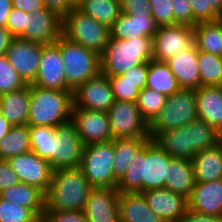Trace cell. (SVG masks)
<instances>
[{
	"label": "cell",
	"instance_id": "obj_19",
	"mask_svg": "<svg viewBox=\"0 0 222 222\" xmlns=\"http://www.w3.org/2000/svg\"><path fill=\"white\" fill-rule=\"evenodd\" d=\"M149 208L164 222H181L187 213V198L168 189L142 192Z\"/></svg>",
	"mask_w": 222,
	"mask_h": 222
},
{
	"label": "cell",
	"instance_id": "obj_41",
	"mask_svg": "<svg viewBox=\"0 0 222 222\" xmlns=\"http://www.w3.org/2000/svg\"><path fill=\"white\" fill-rule=\"evenodd\" d=\"M108 79L115 101L136 103L140 90L135 87V84L124 80L121 75L108 76Z\"/></svg>",
	"mask_w": 222,
	"mask_h": 222
},
{
	"label": "cell",
	"instance_id": "obj_10",
	"mask_svg": "<svg viewBox=\"0 0 222 222\" xmlns=\"http://www.w3.org/2000/svg\"><path fill=\"white\" fill-rule=\"evenodd\" d=\"M194 44L193 27L184 24L158 26L152 38L153 60L167 62Z\"/></svg>",
	"mask_w": 222,
	"mask_h": 222
},
{
	"label": "cell",
	"instance_id": "obj_20",
	"mask_svg": "<svg viewBox=\"0 0 222 222\" xmlns=\"http://www.w3.org/2000/svg\"><path fill=\"white\" fill-rule=\"evenodd\" d=\"M187 210L211 217H222V179L195 183L187 198Z\"/></svg>",
	"mask_w": 222,
	"mask_h": 222
},
{
	"label": "cell",
	"instance_id": "obj_46",
	"mask_svg": "<svg viewBox=\"0 0 222 222\" xmlns=\"http://www.w3.org/2000/svg\"><path fill=\"white\" fill-rule=\"evenodd\" d=\"M46 222H88L83 210L80 211H44Z\"/></svg>",
	"mask_w": 222,
	"mask_h": 222
},
{
	"label": "cell",
	"instance_id": "obj_26",
	"mask_svg": "<svg viewBox=\"0 0 222 222\" xmlns=\"http://www.w3.org/2000/svg\"><path fill=\"white\" fill-rule=\"evenodd\" d=\"M2 116L11 126L28 125L30 85L0 95Z\"/></svg>",
	"mask_w": 222,
	"mask_h": 222
},
{
	"label": "cell",
	"instance_id": "obj_50",
	"mask_svg": "<svg viewBox=\"0 0 222 222\" xmlns=\"http://www.w3.org/2000/svg\"><path fill=\"white\" fill-rule=\"evenodd\" d=\"M44 6L62 19L73 9L68 0H43Z\"/></svg>",
	"mask_w": 222,
	"mask_h": 222
},
{
	"label": "cell",
	"instance_id": "obj_35",
	"mask_svg": "<svg viewBox=\"0 0 222 222\" xmlns=\"http://www.w3.org/2000/svg\"><path fill=\"white\" fill-rule=\"evenodd\" d=\"M78 9L109 28L121 15L120 0H85Z\"/></svg>",
	"mask_w": 222,
	"mask_h": 222
},
{
	"label": "cell",
	"instance_id": "obj_21",
	"mask_svg": "<svg viewBox=\"0 0 222 222\" xmlns=\"http://www.w3.org/2000/svg\"><path fill=\"white\" fill-rule=\"evenodd\" d=\"M195 95L198 119L222 134V86H200Z\"/></svg>",
	"mask_w": 222,
	"mask_h": 222
},
{
	"label": "cell",
	"instance_id": "obj_22",
	"mask_svg": "<svg viewBox=\"0 0 222 222\" xmlns=\"http://www.w3.org/2000/svg\"><path fill=\"white\" fill-rule=\"evenodd\" d=\"M158 25L151 13H137L127 15L121 13L110 28V37L116 39H132L141 36L152 37L156 33Z\"/></svg>",
	"mask_w": 222,
	"mask_h": 222
},
{
	"label": "cell",
	"instance_id": "obj_27",
	"mask_svg": "<svg viewBox=\"0 0 222 222\" xmlns=\"http://www.w3.org/2000/svg\"><path fill=\"white\" fill-rule=\"evenodd\" d=\"M149 135L150 140L169 156L190 160V138L186 126Z\"/></svg>",
	"mask_w": 222,
	"mask_h": 222
},
{
	"label": "cell",
	"instance_id": "obj_59",
	"mask_svg": "<svg viewBox=\"0 0 222 222\" xmlns=\"http://www.w3.org/2000/svg\"><path fill=\"white\" fill-rule=\"evenodd\" d=\"M0 116H2V105H1V102H0Z\"/></svg>",
	"mask_w": 222,
	"mask_h": 222
},
{
	"label": "cell",
	"instance_id": "obj_52",
	"mask_svg": "<svg viewBox=\"0 0 222 222\" xmlns=\"http://www.w3.org/2000/svg\"><path fill=\"white\" fill-rule=\"evenodd\" d=\"M181 222H222V217H211L187 211Z\"/></svg>",
	"mask_w": 222,
	"mask_h": 222
},
{
	"label": "cell",
	"instance_id": "obj_49",
	"mask_svg": "<svg viewBox=\"0 0 222 222\" xmlns=\"http://www.w3.org/2000/svg\"><path fill=\"white\" fill-rule=\"evenodd\" d=\"M20 181L18 176L11 169L7 160H0V193L7 189L18 184Z\"/></svg>",
	"mask_w": 222,
	"mask_h": 222
},
{
	"label": "cell",
	"instance_id": "obj_40",
	"mask_svg": "<svg viewBox=\"0 0 222 222\" xmlns=\"http://www.w3.org/2000/svg\"><path fill=\"white\" fill-rule=\"evenodd\" d=\"M25 82L10 65L6 55L0 56V95L25 87Z\"/></svg>",
	"mask_w": 222,
	"mask_h": 222
},
{
	"label": "cell",
	"instance_id": "obj_17",
	"mask_svg": "<svg viewBox=\"0 0 222 222\" xmlns=\"http://www.w3.org/2000/svg\"><path fill=\"white\" fill-rule=\"evenodd\" d=\"M61 35L62 18L45 7L28 13L26 29L18 38L45 45L56 42Z\"/></svg>",
	"mask_w": 222,
	"mask_h": 222
},
{
	"label": "cell",
	"instance_id": "obj_5",
	"mask_svg": "<svg viewBox=\"0 0 222 222\" xmlns=\"http://www.w3.org/2000/svg\"><path fill=\"white\" fill-rule=\"evenodd\" d=\"M61 52L67 86L74 91L101 73L100 55L61 35L55 42Z\"/></svg>",
	"mask_w": 222,
	"mask_h": 222
},
{
	"label": "cell",
	"instance_id": "obj_18",
	"mask_svg": "<svg viewBox=\"0 0 222 222\" xmlns=\"http://www.w3.org/2000/svg\"><path fill=\"white\" fill-rule=\"evenodd\" d=\"M119 196L115 188H93L83 209L88 222H120Z\"/></svg>",
	"mask_w": 222,
	"mask_h": 222
},
{
	"label": "cell",
	"instance_id": "obj_6",
	"mask_svg": "<svg viewBox=\"0 0 222 222\" xmlns=\"http://www.w3.org/2000/svg\"><path fill=\"white\" fill-rule=\"evenodd\" d=\"M62 35L101 55L108 44L110 28L78 8H73L62 19Z\"/></svg>",
	"mask_w": 222,
	"mask_h": 222
},
{
	"label": "cell",
	"instance_id": "obj_47",
	"mask_svg": "<svg viewBox=\"0 0 222 222\" xmlns=\"http://www.w3.org/2000/svg\"><path fill=\"white\" fill-rule=\"evenodd\" d=\"M149 70V62L134 66L133 68L123 72L121 76L124 80L135 84L140 91L146 87L147 74Z\"/></svg>",
	"mask_w": 222,
	"mask_h": 222
},
{
	"label": "cell",
	"instance_id": "obj_7",
	"mask_svg": "<svg viewBox=\"0 0 222 222\" xmlns=\"http://www.w3.org/2000/svg\"><path fill=\"white\" fill-rule=\"evenodd\" d=\"M93 188H115L113 140L84 146L79 167Z\"/></svg>",
	"mask_w": 222,
	"mask_h": 222
},
{
	"label": "cell",
	"instance_id": "obj_12",
	"mask_svg": "<svg viewBox=\"0 0 222 222\" xmlns=\"http://www.w3.org/2000/svg\"><path fill=\"white\" fill-rule=\"evenodd\" d=\"M72 109H89L108 112L114 96L108 76L102 73L87 80L72 92Z\"/></svg>",
	"mask_w": 222,
	"mask_h": 222
},
{
	"label": "cell",
	"instance_id": "obj_23",
	"mask_svg": "<svg viewBox=\"0 0 222 222\" xmlns=\"http://www.w3.org/2000/svg\"><path fill=\"white\" fill-rule=\"evenodd\" d=\"M166 63L181 88L197 89L200 87L198 49L195 44L186 51L178 52Z\"/></svg>",
	"mask_w": 222,
	"mask_h": 222
},
{
	"label": "cell",
	"instance_id": "obj_30",
	"mask_svg": "<svg viewBox=\"0 0 222 222\" xmlns=\"http://www.w3.org/2000/svg\"><path fill=\"white\" fill-rule=\"evenodd\" d=\"M146 87L167 97L181 89L168 64L153 59L149 62Z\"/></svg>",
	"mask_w": 222,
	"mask_h": 222
},
{
	"label": "cell",
	"instance_id": "obj_36",
	"mask_svg": "<svg viewBox=\"0 0 222 222\" xmlns=\"http://www.w3.org/2000/svg\"><path fill=\"white\" fill-rule=\"evenodd\" d=\"M57 127L29 126L31 151L50 164L54 161V140Z\"/></svg>",
	"mask_w": 222,
	"mask_h": 222
},
{
	"label": "cell",
	"instance_id": "obj_56",
	"mask_svg": "<svg viewBox=\"0 0 222 222\" xmlns=\"http://www.w3.org/2000/svg\"><path fill=\"white\" fill-rule=\"evenodd\" d=\"M209 3L222 16V0H209Z\"/></svg>",
	"mask_w": 222,
	"mask_h": 222
},
{
	"label": "cell",
	"instance_id": "obj_8",
	"mask_svg": "<svg viewBox=\"0 0 222 222\" xmlns=\"http://www.w3.org/2000/svg\"><path fill=\"white\" fill-rule=\"evenodd\" d=\"M195 89L181 88L169 96L159 115L149 125V133H160L197 120Z\"/></svg>",
	"mask_w": 222,
	"mask_h": 222
},
{
	"label": "cell",
	"instance_id": "obj_25",
	"mask_svg": "<svg viewBox=\"0 0 222 222\" xmlns=\"http://www.w3.org/2000/svg\"><path fill=\"white\" fill-rule=\"evenodd\" d=\"M118 204L120 222H164L149 208L141 192L120 193Z\"/></svg>",
	"mask_w": 222,
	"mask_h": 222
},
{
	"label": "cell",
	"instance_id": "obj_29",
	"mask_svg": "<svg viewBox=\"0 0 222 222\" xmlns=\"http://www.w3.org/2000/svg\"><path fill=\"white\" fill-rule=\"evenodd\" d=\"M193 34L198 51L222 57V19L197 23L193 27Z\"/></svg>",
	"mask_w": 222,
	"mask_h": 222
},
{
	"label": "cell",
	"instance_id": "obj_32",
	"mask_svg": "<svg viewBox=\"0 0 222 222\" xmlns=\"http://www.w3.org/2000/svg\"><path fill=\"white\" fill-rule=\"evenodd\" d=\"M0 197L9 203L28 209H45V194L40 189L23 182L4 189Z\"/></svg>",
	"mask_w": 222,
	"mask_h": 222
},
{
	"label": "cell",
	"instance_id": "obj_31",
	"mask_svg": "<svg viewBox=\"0 0 222 222\" xmlns=\"http://www.w3.org/2000/svg\"><path fill=\"white\" fill-rule=\"evenodd\" d=\"M150 138L113 139L114 148V176L119 181L138 151Z\"/></svg>",
	"mask_w": 222,
	"mask_h": 222
},
{
	"label": "cell",
	"instance_id": "obj_57",
	"mask_svg": "<svg viewBox=\"0 0 222 222\" xmlns=\"http://www.w3.org/2000/svg\"><path fill=\"white\" fill-rule=\"evenodd\" d=\"M85 0H68L69 5L72 8H79V6L84 2Z\"/></svg>",
	"mask_w": 222,
	"mask_h": 222
},
{
	"label": "cell",
	"instance_id": "obj_38",
	"mask_svg": "<svg viewBox=\"0 0 222 222\" xmlns=\"http://www.w3.org/2000/svg\"><path fill=\"white\" fill-rule=\"evenodd\" d=\"M167 96L145 87L139 92L136 104L142 118L150 125L166 104Z\"/></svg>",
	"mask_w": 222,
	"mask_h": 222
},
{
	"label": "cell",
	"instance_id": "obj_16",
	"mask_svg": "<svg viewBox=\"0 0 222 222\" xmlns=\"http://www.w3.org/2000/svg\"><path fill=\"white\" fill-rule=\"evenodd\" d=\"M32 85L45 89L72 91L67 86L60 48L55 42L43 45L39 69Z\"/></svg>",
	"mask_w": 222,
	"mask_h": 222
},
{
	"label": "cell",
	"instance_id": "obj_28",
	"mask_svg": "<svg viewBox=\"0 0 222 222\" xmlns=\"http://www.w3.org/2000/svg\"><path fill=\"white\" fill-rule=\"evenodd\" d=\"M194 185L192 160L171 157L168 164V180L165 182V189L188 198Z\"/></svg>",
	"mask_w": 222,
	"mask_h": 222
},
{
	"label": "cell",
	"instance_id": "obj_39",
	"mask_svg": "<svg viewBox=\"0 0 222 222\" xmlns=\"http://www.w3.org/2000/svg\"><path fill=\"white\" fill-rule=\"evenodd\" d=\"M45 209H28L0 197V222H34Z\"/></svg>",
	"mask_w": 222,
	"mask_h": 222
},
{
	"label": "cell",
	"instance_id": "obj_53",
	"mask_svg": "<svg viewBox=\"0 0 222 222\" xmlns=\"http://www.w3.org/2000/svg\"><path fill=\"white\" fill-rule=\"evenodd\" d=\"M14 38L6 27H0V56L6 55L7 49Z\"/></svg>",
	"mask_w": 222,
	"mask_h": 222
},
{
	"label": "cell",
	"instance_id": "obj_33",
	"mask_svg": "<svg viewBox=\"0 0 222 222\" xmlns=\"http://www.w3.org/2000/svg\"><path fill=\"white\" fill-rule=\"evenodd\" d=\"M185 126L189 130L190 160L197 152L214 147L222 141V134L203 120L197 119Z\"/></svg>",
	"mask_w": 222,
	"mask_h": 222
},
{
	"label": "cell",
	"instance_id": "obj_55",
	"mask_svg": "<svg viewBox=\"0 0 222 222\" xmlns=\"http://www.w3.org/2000/svg\"><path fill=\"white\" fill-rule=\"evenodd\" d=\"M11 127V124L3 116H0V141L8 134Z\"/></svg>",
	"mask_w": 222,
	"mask_h": 222
},
{
	"label": "cell",
	"instance_id": "obj_9",
	"mask_svg": "<svg viewBox=\"0 0 222 222\" xmlns=\"http://www.w3.org/2000/svg\"><path fill=\"white\" fill-rule=\"evenodd\" d=\"M107 113L113 139L150 138L149 125L135 102L114 101Z\"/></svg>",
	"mask_w": 222,
	"mask_h": 222
},
{
	"label": "cell",
	"instance_id": "obj_48",
	"mask_svg": "<svg viewBox=\"0 0 222 222\" xmlns=\"http://www.w3.org/2000/svg\"><path fill=\"white\" fill-rule=\"evenodd\" d=\"M121 13L136 15L137 13H151L150 0H120Z\"/></svg>",
	"mask_w": 222,
	"mask_h": 222
},
{
	"label": "cell",
	"instance_id": "obj_3",
	"mask_svg": "<svg viewBox=\"0 0 222 222\" xmlns=\"http://www.w3.org/2000/svg\"><path fill=\"white\" fill-rule=\"evenodd\" d=\"M73 91L30 85L29 126L58 127L71 120Z\"/></svg>",
	"mask_w": 222,
	"mask_h": 222
},
{
	"label": "cell",
	"instance_id": "obj_4",
	"mask_svg": "<svg viewBox=\"0 0 222 222\" xmlns=\"http://www.w3.org/2000/svg\"><path fill=\"white\" fill-rule=\"evenodd\" d=\"M152 59V37L141 36L128 40L109 37L108 44L100 55L101 73L106 76L121 75Z\"/></svg>",
	"mask_w": 222,
	"mask_h": 222
},
{
	"label": "cell",
	"instance_id": "obj_45",
	"mask_svg": "<svg viewBox=\"0 0 222 222\" xmlns=\"http://www.w3.org/2000/svg\"><path fill=\"white\" fill-rule=\"evenodd\" d=\"M28 13H25L17 8H11L6 29L15 37L18 38L26 29Z\"/></svg>",
	"mask_w": 222,
	"mask_h": 222
},
{
	"label": "cell",
	"instance_id": "obj_13",
	"mask_svg": "<svg viewBox=\"0 0 222 222\" xmlns=\"http://www.w3.org/2000/svg\"><path fill=\"white\" fill-rule=\"evenodd\" d=\"M8 163L20 182L40 189L44 194L51 183V164L32 151L9 158Z\"/></svg>",
	"mask_w": 222,
	"mask_h": 222
},
{
	"label": "cell",
	"instance_id": "obj_14",
	"mask_svg": "<svg viewBox=\"0 0 222 222\" xmlns=\"http://www.w3.org/2000/svg\"><path fill=\"white\" fill-rule=\"evenodd\" d=\"M43 44L14 38L7 49L6 57L26 85H31L37 76Z\"/></svg>",
	"mask_w": 222,
	"mask_h": 222
},
{
	"label": "cell",
	"instance_id": "obj_34",
	"mask_svg": "<svg viewBox=\"0 0 222 222\" xmlns=\"http://www.w3.org/2000/svg\"><path fill=\"white\" fill-rule=\"evenodd\" d=\"M29 151H31L29 125L12 126L0 141V160H8Z\"/></svg>",
	"mask_w": 222,
	"mask_h": 222
},
{
	"label": "cell",
	"instance_id": "obj_2",
	"mask_svg": "<svg viewBox=\"0 0 222 222\" xmlns=\"http://www.w3.org/2000/svg\"><path fill=\"white\" fill-rule=\"evenodd\" d=\"M93 187L78 168L53 170L44 211H80Z\"/></svg>",
	"mask_w": 222,
	"mask_h": 222
},
{
	"label": "cell",
	"instance_id": "obj_44",
	"mask_svg": "<svg viewBox=\"0 0 222 222\" xmlns=\"http://www.w3.org/2000/svg\"><path fill=\"white\" fill-rule=\"evenodd\" d=\"M174 25L184 24L193 27V12L189 0H171Z\"/></svg>",
	"mask_w": 222,
	"mask_h": 222
},
{
	"label": "cell",
	"instance_id": "obj_11",
	"mask_svg": "<svg viewBox=\"0 0 222 222\" xmlns=\"http://www.w3.org/2000/svg\"><path fill=\"white\" fill-rule=\"evenodd\" d=\"M84 146L71 120L59 125L56 129L51 168L57 170L80 167Z\"/></svg>",
	"mask_w": 222,
	"mask_h": 222
},
{
	"label": "cell",
	"instance_id": "obj_42",
	"mask_svg": "<svg viewBox=\"0 0 222 222\" xmlns=\"http://www.w3.org/2000/svg\"><path fill=\"white\" fill-rule=\"evenodd\" d=\"M189 2L193 12V27L200 22H213L222 19L209 0H189Z\"/></svg>",
	"mask_w": 222,
	"mask_h": 222
},
{
	"label": "cell",
	"instance_id": "obj_24",
	"mask_svg": "<svg viewBox=\"0 0 222 222\" xmlns=\"http://www.w3.org/2000/svg\"><path fill=\"white\" fill-rule=\"evenodd\" d=\"M195 183L222 179V141L214 147L199 151L192 158Z\"/></svg>",
	"mask_w": 222,
	"mask_h": 222
},
{
	"label": "cell",
	"instance_id": "obj_37",
	"mask_svg": "<svg viewBox=\"0 0 222 222\" xmlns=\"http://www.w3.org/2000/svg\"><path fill=\"white\" fill-rule=\"evenodd\" d=\"M200 86H222V57L198 51Z\"/></svg>",
	"mask_w": 222,
	"mask_h": 222
},
{
	"label": "cell",
	"instance_id": "obj_1",
	"mask_svg": "<svg viewBox=\"0 0 222 222\" xmlns=\"http://www.w3.org/2000/svg\"><path fill=\"white\" fill-rule=\"evenodd\" d=\"M171 156L149 140L136 154L118 181L119 193H138L165 188Z\"/></svg>",
	"mask_w": 222,
	"mask_h": 222
},
{
	"label": "cell",
	"instance_id": "obj_51",
	"mask_svg": "<svg viewBox=\"0 0 222 222\" xmlns=\"http://www.w3.org/2000/svg\"><path fill=\"white\" fill-rule=\"evenodd\" d=\"M12 7L25 13H34L45 8L43 0H12Z\"/></svg>",
	"mask_w": 222,
	"mask_h": 222
},
{
	"label": "cell",
	"instance_id": "obj_58",
	"mask_svg": "<svg viewBox=\"0 0 222 222\" xmlns=\"http://www.w3.org/2000/svg\"><path fill=\"white\" fill-rule=\"evenodd\" d=\"M34 222H45V218L43 216H41L37 220H35Z\"/></svg>",
	"mask_w": 222,
	"mask_h": 222
},
{
	"label": "cell",
	"instance_id": "obj_43",
	"mask_svg": "<svg viewBox=\"0 0 222 222\" xmlns=\"http://www.w3.org/2000/svg\"><path fill=\"white\" fill-rule=\"evenodd\" d=\"M150 11L158 26L174 25L171 0H150Z\"/></svg>",
	"mask_w": 222,
	"mask_h": 222
},
{
	"label": "cell",
	"instance_id": "obj_54",
	"mask_svg": "<svg viewBox=\"0 0 222 222\" xmlns=\"http://www.w3.org/2000/svg\"><path fill=\"white\" fill-rule=\"evenodd\" d=\"M11 8L12 0H0V27H6Z\"/></svg>",
	"mask_w": 222,
	"mask_h": 222
},
{
	"label": "cell",
	"instance_id": "obj_15",
	"mask_svg": "<svg viewBox=\"0 0 222 222\" xmlns=\"http://www.w3.org/2000/svg\"><path fill=\"white\" fill-rule=\"evenodd\" d=\"M71 121L84 145L113 140L107 112L72 109Z\"/></svg>",
	"mask_w": 222,
	"mask_h": 222
}]
</instances>
